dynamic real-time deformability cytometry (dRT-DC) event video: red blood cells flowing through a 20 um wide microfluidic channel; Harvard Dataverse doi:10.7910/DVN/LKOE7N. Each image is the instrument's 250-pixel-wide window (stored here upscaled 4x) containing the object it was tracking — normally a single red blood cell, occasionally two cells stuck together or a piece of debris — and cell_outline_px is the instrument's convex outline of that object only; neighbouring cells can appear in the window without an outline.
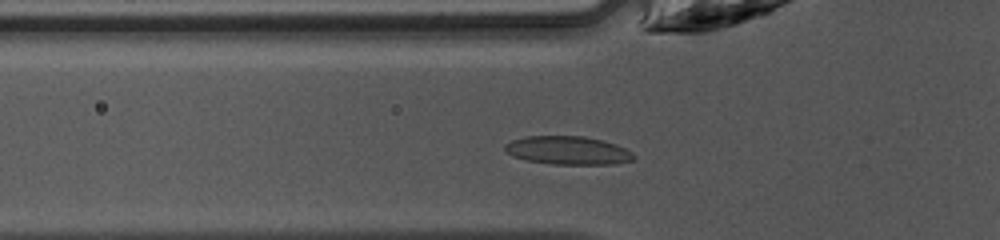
{"species": "common noctule bat (a hibernating species)", "species_latin": "Nyctalus noctula", "temperature_condition": "warm", "stored_images_in_passage": 34, "camera_frame_rate_fps": 3000, "um_per_image_px": 0.085, "animal": {"sex": "female", "body_mass_g": 10.0, "forearm_length_mm": 53.1}, "frame": {"image": 1, "passage_image": 3, "time_ms": 0.667, "image_size_px": [1000, 240], "cell_outline_px": [[636, 156], [632, 160], [612, 164], [552, 164], [524, 160], [512, 156], [504, 148], [504, 144], [512, 140], [524, 136], [584, 136], [616, 144], [632, 152]], "centroid_in_image_um": [48.24, 12.78], "position_along_channel_um": 77.6, "area_um2": 21.27}}
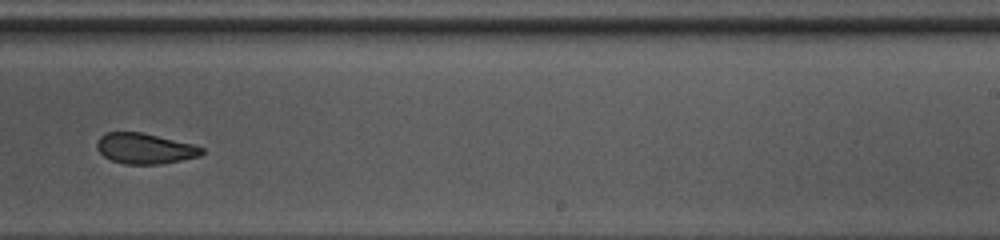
{"frame": {"image": 2, "passage_image": 17, "time_ms": 5.333, "image_size_px": [1000, 240], "cell_outline_px": [[204, 152], [200, 156], [160, 164], [124, 164], [112, 160], [104, 156], [96, 148], [96, 140], [104, 132], [140, 132], [192, 144], [204, 148]], "centroid_in_image_um": [12.27, 12.62], "position_along_channel_um": 276.7, "area_um2": 18.61}}
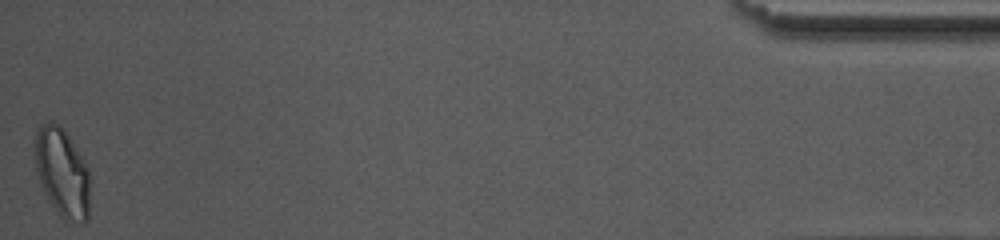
{"frame": {"image": 3, "passage_image": 34, "time_ms": 11.0, "image_size_px": [1000, 240], "cell_outline_px": [[88, 220], [84, 224], [72, 224], [64, 220], [60, 216], [44, 192], [40, 184], [36, 168], [32, 144], [36, 132], [40, 124], [52, 120], [60, 124], [64, 128], [80, 156], [88, 172]], "centroid_in_image_um": [5.23, 14.66], "position_along_channel_um": 430.0, "area_um2": 28.73}, "authors_computed_cell_mechanics": {"area_um2": 20.23, "velocity_mm_per_s": 4.2371, "shape_relaxation_time_tau1_ms": 4.5873, "shape_relaxation_time_tau2_ms": 2.3546, "deformation_change_tau1": 0.1259, "deformation_change_tau2": 0.0829}}